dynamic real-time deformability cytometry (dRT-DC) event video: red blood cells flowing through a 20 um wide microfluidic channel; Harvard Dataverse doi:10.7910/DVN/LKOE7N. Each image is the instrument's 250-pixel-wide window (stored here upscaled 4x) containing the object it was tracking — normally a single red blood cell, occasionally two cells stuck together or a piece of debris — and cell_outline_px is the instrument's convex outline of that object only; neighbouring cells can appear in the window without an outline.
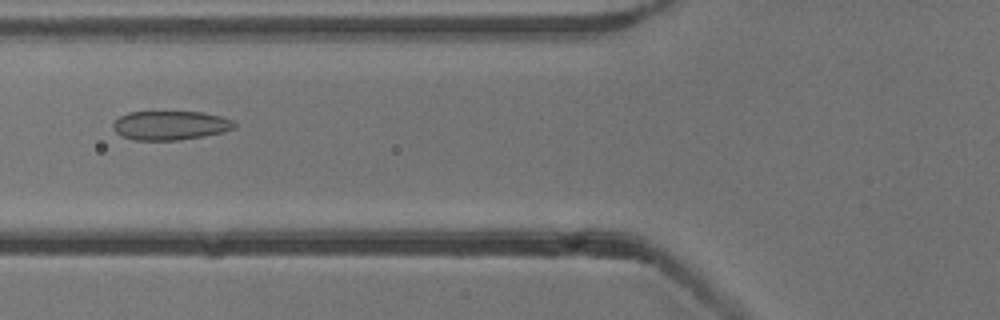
{"species": "common noctule bat (a hibernating species)", "species_latin": "Nyctalus noctula", "temperature_condition": "cold", "stored_images_in_passage": 37, "camera_frame_rate_fps": 3000, "um_per_image_px": 0.085, "animal": {"sex": "male", "body_mass_g": 13.3}, "frame": {"image": 1, "passage_image": 5, "time_ms": 1.333, "image_size_px": [1000, 320], "cell_outline_px": [[236, 128], [224, 132], [204, 136], [176, 140], [132, 140], [120, 136], [112, 128], [112, 124], [120, 116], [128, 112], [204, 112], [220, 116], [232, 120], [236, 124]], "centroid_in_image_um": [14.47, 10.66], "position_along_channel_um": 111.3, "area_um2": 20.69}}
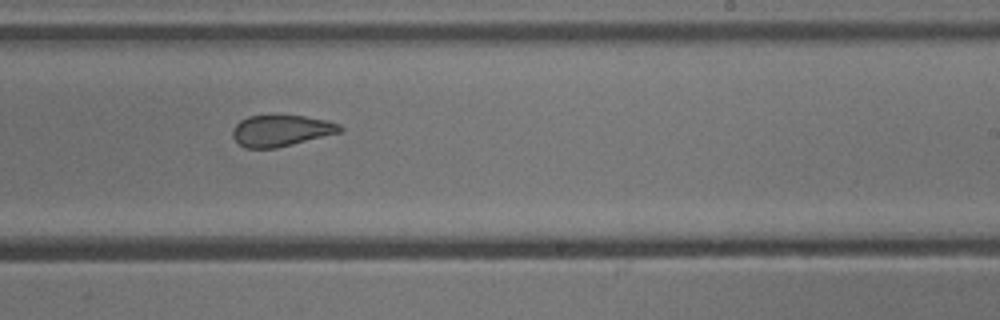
{"frame": {"image": 2, "passage_image": 17, "time_ms": 5.333, "image_size_px": [1000, 320], "cell_outline_px": [[344, 132], [276, 148], [244, 148], [232, 136], [232, 128], [240, 120], [248, 116], [304, 116], [328, 120], [340, 124], [344, 128]], "centroid_in_image_um": [23.94, 11.11], "position_along_channel_um": 265.1, "area_um2": 19.71}}
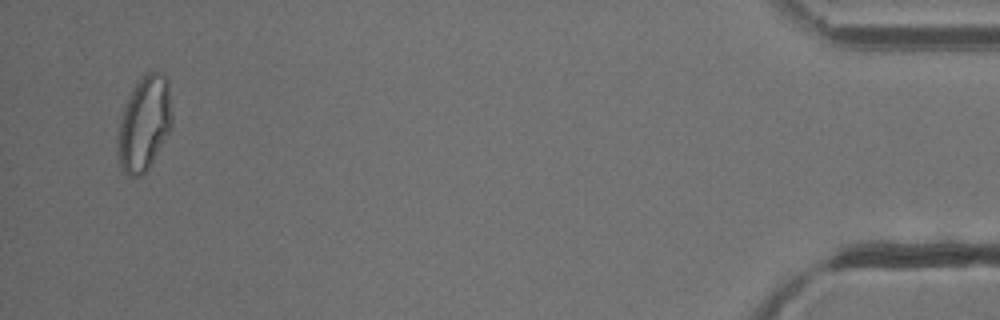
{"frame": {"image": 3, "passage_image": 36, "time_ms": 11.667, "image_size_px": [1000, 320], "cell_outline_px": [[172, 128], [144, 176], [128, 176], [120, 168], [116, 140], [120, 120], [124, 104], [132, 88], [144, 72], [160, 72], [168, 80], [172, 116]], "centroid_in_image_um": [12.25, 10.51], "position_along_channel_um": 422.9, "area_um2": 30.46}}